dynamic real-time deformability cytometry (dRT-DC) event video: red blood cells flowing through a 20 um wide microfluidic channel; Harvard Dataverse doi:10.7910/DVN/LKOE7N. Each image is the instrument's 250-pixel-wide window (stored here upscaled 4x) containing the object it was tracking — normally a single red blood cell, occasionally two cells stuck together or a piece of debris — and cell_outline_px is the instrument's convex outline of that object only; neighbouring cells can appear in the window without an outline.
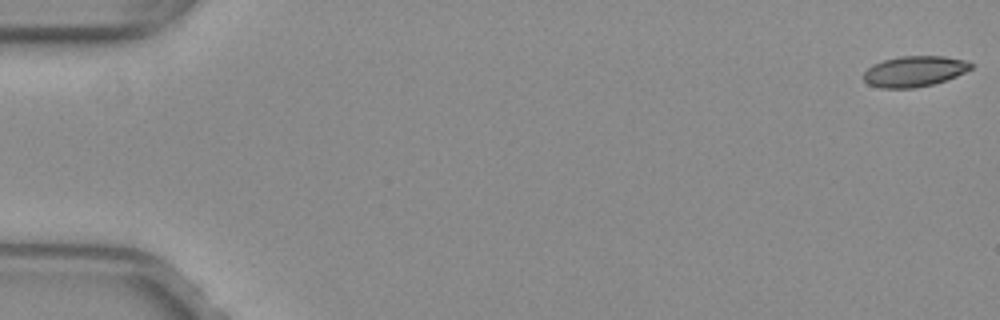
{"species": "common noctule bat (a hibernating species)", "species_latin": "Nyctalus noctula", "temperature_condition": "warm", "stored_images_in_passage": 5, "camera_frame_rate_fps": 3000, "um_per_image_px": 0.085, "animal": {"sex": "female", "body_mass_g": 29.2, "forearm_length_mm": 56.3}, "frame": {"image": 1, "passage_image": 1, "time_ms": 0.0, "image_size_px": [1000, 320], "cell_outline_px": [[972, 68], [956, 76], [932, 84], [912, 88], [880, 88], [868, 84], [864, 80], [864, 72], [872, 64], [884, 60], [900, 56], [944, 56], [964, 60], [972, 64]], "centroid_in_image_um": [77.69, 6.06], "position_along_channel_um": 7.3, "area_um2": 19.02}}